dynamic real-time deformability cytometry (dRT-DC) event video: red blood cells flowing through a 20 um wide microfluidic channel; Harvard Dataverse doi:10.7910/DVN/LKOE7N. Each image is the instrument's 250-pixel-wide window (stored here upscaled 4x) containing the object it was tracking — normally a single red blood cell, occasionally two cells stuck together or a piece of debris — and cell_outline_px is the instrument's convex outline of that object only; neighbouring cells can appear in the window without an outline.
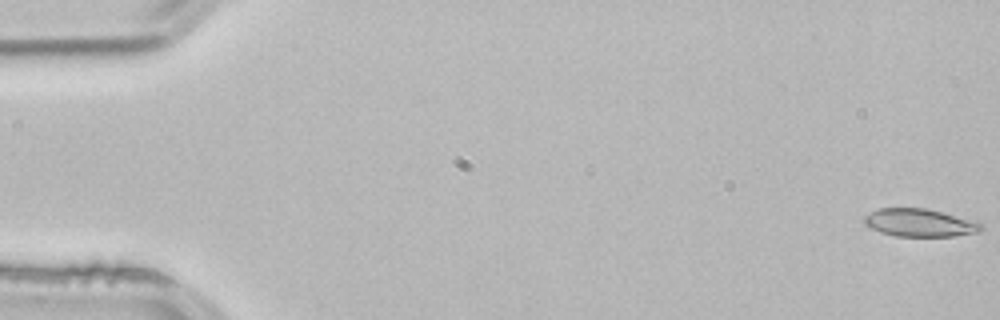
{"species": "common noctule bat (a hibernating species)", "species_latin": "Nyctalus noctula", "temperature_condition": "room temperature", "stored_images_in_passage": 4, "camera_frame_rate_fps": 3000, "um_per_image_px": 0.085, "animal": {"sex": "male", "body_mass_g": 21.5, "forearm_length_mm": 52.0}, "frame": {"image": 1, "passage_image": 1, "time_ms": 0.0, "image_size_px": [1000, 320], "cell_outline_px": [[984, 228], [980, 232], [956, 236], [896, 236], [880, 232], [864, 224], [864, 216], [880, 208], [924, 208], [940, 212], [980, 224]], "centroid_in_image_um": [78.12, 18.95], "position_along_channel_um": 6.9, "area_um2": 18.5}}
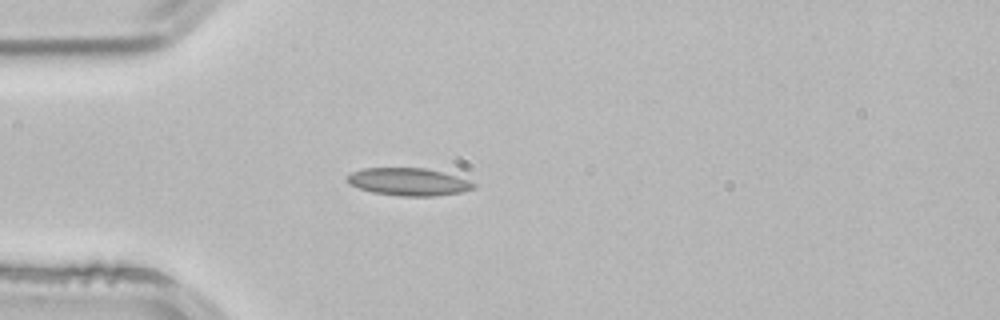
{"frame": {"image": 2, "passage_image": 4, "time_ms": 1.0, "image_size_px": [1000, 320], "cell_outline_px": [[476, 188], [464, 192], [432, 196], [404, 196], [372, 192], [348, 184], [348, 176], [352, 172], [364, 168], [424, 168], [456, 176], [468, 180], [476, 184]], "centroid_in_image_um": [34.75, 15.46], "position_along_channel_um": 50.2, "area_um2": 20.11}}